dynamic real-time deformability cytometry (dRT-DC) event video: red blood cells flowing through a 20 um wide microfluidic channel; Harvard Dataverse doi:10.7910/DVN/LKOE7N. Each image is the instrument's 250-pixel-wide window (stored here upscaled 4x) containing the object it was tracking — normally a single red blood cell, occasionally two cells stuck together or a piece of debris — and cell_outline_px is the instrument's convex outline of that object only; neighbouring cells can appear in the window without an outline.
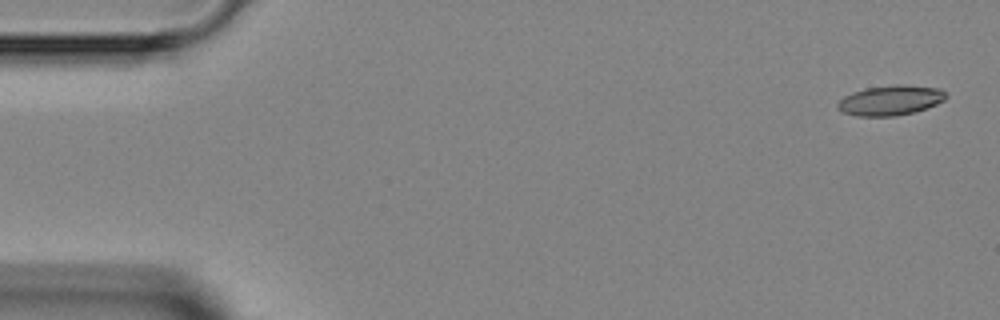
{"species": "Egyptian fruit bat (a non-hibernating species)", "species_latin": "Rousettus aegyptiacus", "temperature_condition": "room temperature", "stored_images_in_passage": 3, "camera_frame_rate_fps": 3000, "um_per_image_px": 0.085, "animal": {"sex": "female"}, "frame": {"image": 1, "passage_image": 1, "time_ms": 0.0, "image_size_px": [1000, 320], "cell_outline_px": [[948, 96], [944, 100], [936, 104], [916, 112], [896, 116], [856, 116], [840, 112], [836, 108], [836, 104], [844, 96], [852, 92], [868, 88], [896, 84], [904, 84], [940, 88]], "centroid_in_image_um": [75.67, 8.53], "position_along_channel_um": 9.3, "area_um2": 19.13}}
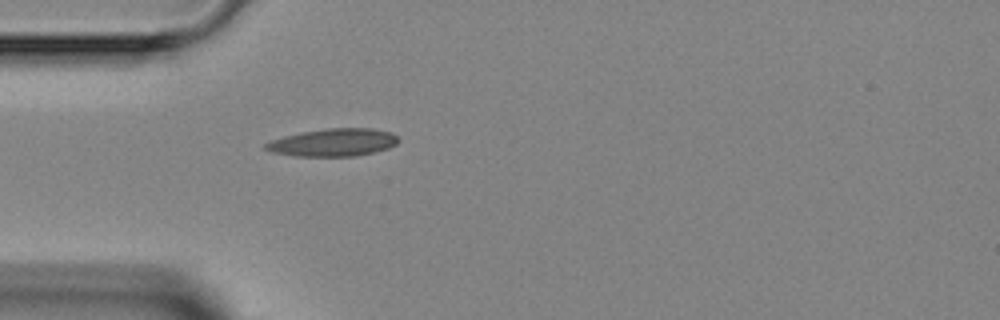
{"frame": {"image": 2, "passage_image": 3, "time_ms": 4.0, "image_size_px": [1000, 320], "cell_outline_px": [[400, 140], [396, 144], [388, 148], [356, 156], [296, 156], [272, 152], [264, 148], [264, 144], [272, 140], [284, 136], [300, 132], [328, 128], [372, 128], [392, 132]], "centroid_in_image_um": [28.33, 12.1], "position_along_channel_um": 56.7, "area_um2": 21.39}}